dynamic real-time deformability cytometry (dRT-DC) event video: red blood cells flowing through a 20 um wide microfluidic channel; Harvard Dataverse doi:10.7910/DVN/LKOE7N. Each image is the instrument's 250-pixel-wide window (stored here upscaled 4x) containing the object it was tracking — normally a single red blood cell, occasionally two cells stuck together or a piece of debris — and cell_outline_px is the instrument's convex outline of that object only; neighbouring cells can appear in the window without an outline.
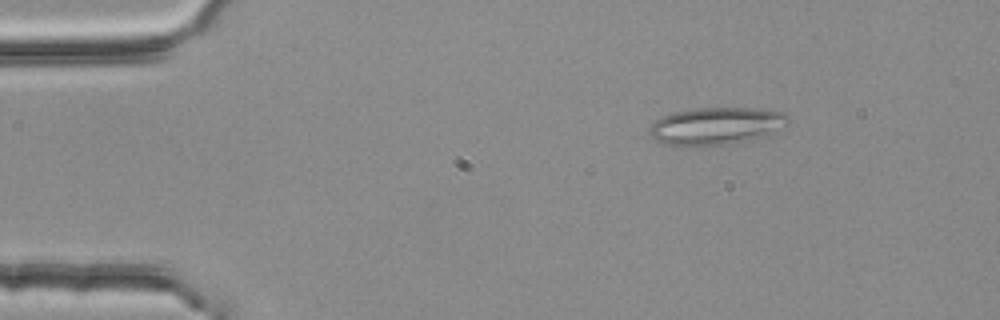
{"species": "common noctule bat (a hibernating species)", "species_latin": "Nyctalus noctula", "temperature_condition": "room temperature", "stored_images_in_passage": 29, "camera_frame_rate_fps": 3000, "um_per_image_px": 0.085, "animal": {"sex": "female", "body_mass_g": 25.1}, "frame": {"image": 1, "passage_image": 8, "time_ms": 2.333, "image_size_px": [1000, 320], "cell_outline_px": [[788, 124], [760, 136], [748, 140], [724, 144], [664, 144], [652, 140], [648, 132], [648, 128], [660, 116], [676, 112], [696, 108], [760, 108], [780, 112], [788, 116]], "centroid_in_image_um": [60.8, 10.68], "position_along_channel_um": 24.2, "area_um2": 29.48}}
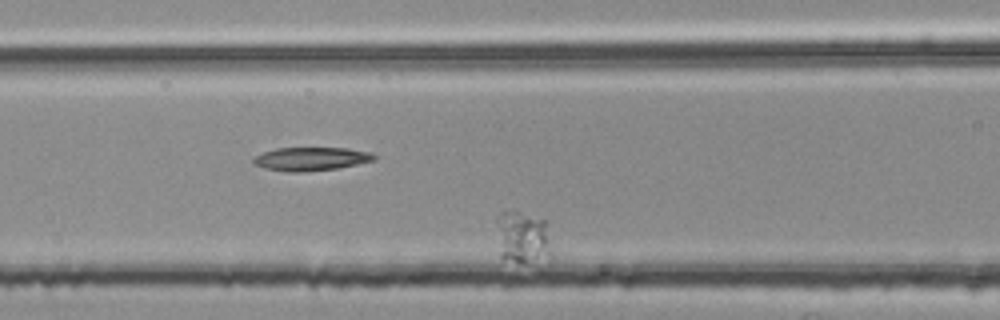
{"frame": {"image": 2, "passage_image": 23, "time_ms": 7.333, "image_size_px": [1000, 320], "cell_outline_px": [[552, 252], [548, 256], [524, 260], [516, 260], [500, 256], [496, 220], [496, 216], [500, 212], [520, 212], [544, 220]], "centroid_in_image_um": [44.38, 20.1], "position_along_channel_um": 122.2, "area_um2": 15.9}}
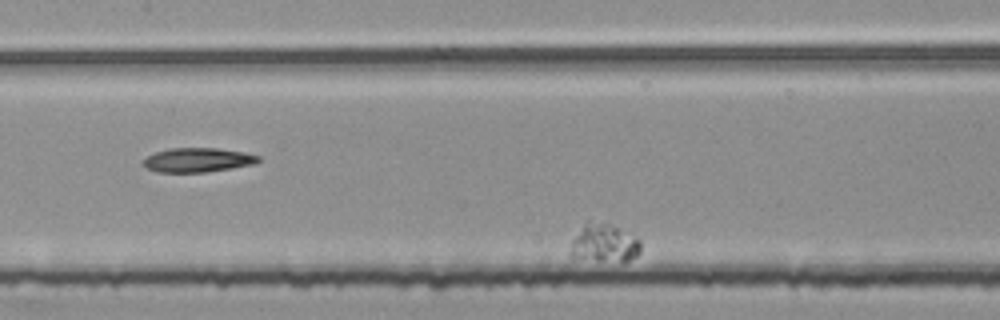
{"frame": {"image": 3, "passage_image": 27, "time_ms": 8.667, "image_size_px": [1000, 320], "cell_outline_px": [[640, 252], [636, 256], [628, 260], [596, 260], [568, 256], [568, 252], [572, 240], [584, 224], [588, 220], [608, 224], [640, 240]], "centroid_in_image_um": [51.3, 20.67], "position_along_channel_um": 156.1, "area_um2": 15.2}}